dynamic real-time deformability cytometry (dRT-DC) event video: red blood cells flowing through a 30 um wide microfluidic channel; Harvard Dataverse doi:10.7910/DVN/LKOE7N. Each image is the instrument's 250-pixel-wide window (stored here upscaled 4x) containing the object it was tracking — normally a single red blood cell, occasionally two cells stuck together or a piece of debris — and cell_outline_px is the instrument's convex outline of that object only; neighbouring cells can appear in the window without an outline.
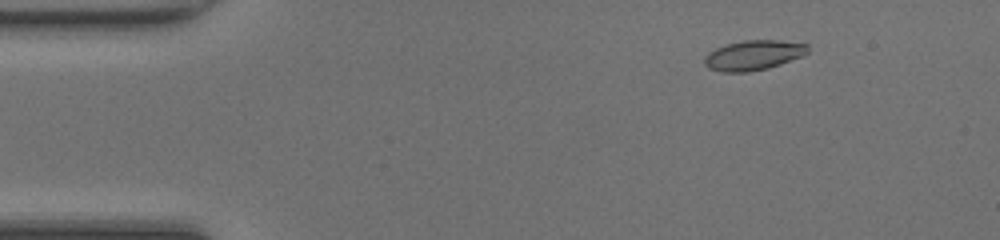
{"species": "common noctule bat (a hibernating species)", "species_latin": "Nyctalus noctula", "temperature_condition": "room temperature", "stored_images_in_passage": 48, "camera_frame_rate_fps": 3000, "um_per_image_px": 0.085, "animal": {"sex": "female", "body_mass_g": 20.0, "forearm_length_mm": 54.0}, "frame": {"image": 1, "passage_image": 6, "time_ms": 1.667, "image_size_px": [1000, 240], "cell_outline_px": [[808, 52], [800, 56], [764, 68], [740, 72], [728, 72], [712, 68], [704, 60], [712, 52], [728, 44], [752, 40], [772, 40], [808, 44]], "centroid_in_image_um": [64.11, 4.67], "position_along_channel_um": 20.9, "area_um2": 16.65}}
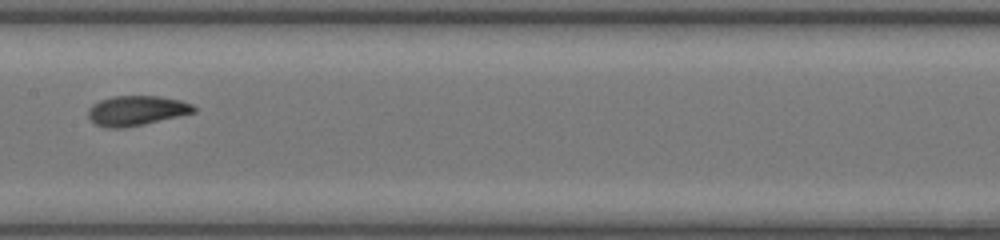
{"frame": {"image": 2, "passage_image": 24, "time_ms": 7.667, "image_size_px": [1000, 240], "cell_outline_px": [[196, 108], [192, 112], [140, 124], [96, 124], [88, 116], [88, 112], [96, 104], [104, 100], [120, 96], [152, 96], [176, 100], [188, 104]], "centroid_in_image_um": [11.63, 9.35], "position_along_channel_um": 195.8, "area_um2": 16.24}}
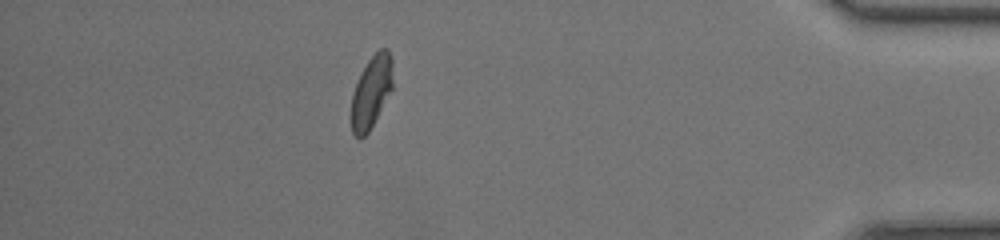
{"frame": {"image": 3, "passage_image": 42, "time_ms": 13.667, "image_size_px": [1000, 240], "cell_outline_px": [[392, 88], [368, 132], [364, 136], [356, 136], [352, 132], [352, 96], [356, 84], [368, 60], [380, 48], [384, 48], [388, 52], [392, 84]], "centroid_in_image_um": [31.53, 7.84], "position_along_channel_um": 403.7, "area_um2": 16.36}, "authors_computed_cell_mechanics": {"area_um2": 16.5597, "velocity_mm_per_s": 4.3037, "shape_relaxation_time_tau1_ms": 4.7934, "shape_relaxation_time_tau2_ms": 1.5253, "deformation_change_tau1": 0.1675, "deformation_change_tau2": 0.0672}}